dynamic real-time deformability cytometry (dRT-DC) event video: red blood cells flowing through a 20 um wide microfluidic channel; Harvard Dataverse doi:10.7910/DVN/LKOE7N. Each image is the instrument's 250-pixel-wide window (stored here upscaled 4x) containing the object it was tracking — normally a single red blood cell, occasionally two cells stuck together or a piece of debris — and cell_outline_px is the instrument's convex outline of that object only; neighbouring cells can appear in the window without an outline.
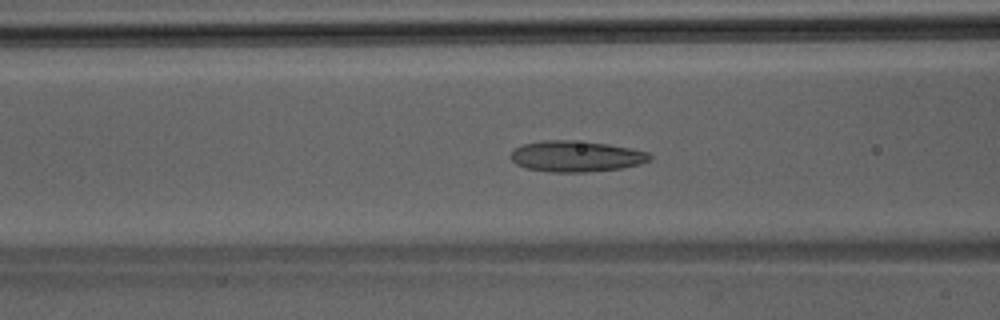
{"species": "Egyptian fruit bat (a non-hibernating species)", "species_latin": "Rousettus aegyptiacus", "temperature_condition": "room temperature", "stored_images_in_passage": 45, "camera_frame_rate_fps": 3000, "um_per_image_px": 0.085, "animal": {"sex": "male"}, "frame": {"image": 1, "passage_image": 18, "time_ms": 5.667, "image_size_px": [1000, 320], "cell_outline_px": [[652, 160], [640, 164], [624, 168], [584, 172], [548, 172], [524, 168], [516, 164], [508, 156], [520, 144], [540, 140], [572, 140], [608, 144], [632, 148], [648, 152], [652, 156]], "centroid_in_image_um": [48.96, 13.28], "position_along_channel_um": 117.6, "area_um2": 25.49}}
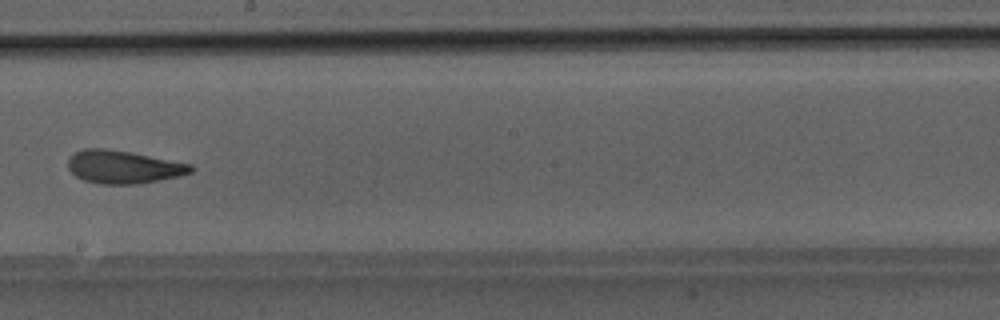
{"frame": {"image": 2, "passage_image": 26, "time_ms": 8.333, "image_size_px": [1000, 320], "cell_outline_px": [[196, 168], [192, 172], [180, 176], [136, 184], [100, 184], [84, 180], [76, 176], [68, 168], [68, 160], [76, 152], [84, 148], [100, 148], [128, 152], [192, 164]], "centroid_in_image_um": [10.5, 14.2], "position_along_channel_um": 237.7, "area_um2": 23.35}}
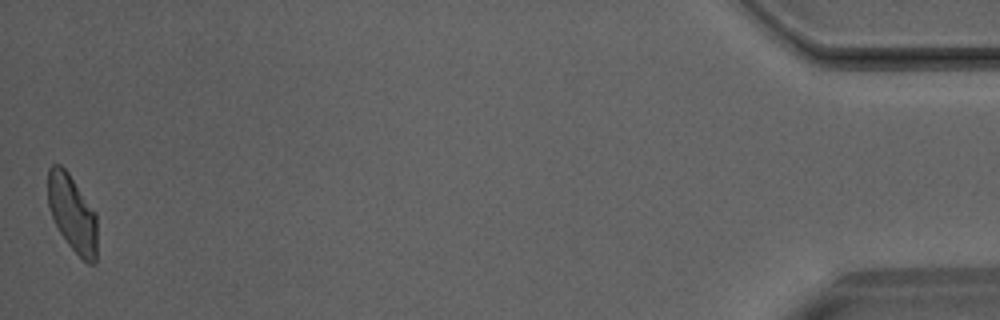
{"frame": {"image": 3, "passage_image": 45, "time_ms": 14.667, "image_size_px": [1000, 320], "cell_outline_px": [[96, 264], [88, 264], [68, 244], [60, 232], [48, 208], [48, 168], [52, 164], [60, 164], [68, 172], [96, 212]], "centroid_in_image_um": [6.15, 18.12], "position_along_channel_um": 429.1, "area_um2": 21.96}}